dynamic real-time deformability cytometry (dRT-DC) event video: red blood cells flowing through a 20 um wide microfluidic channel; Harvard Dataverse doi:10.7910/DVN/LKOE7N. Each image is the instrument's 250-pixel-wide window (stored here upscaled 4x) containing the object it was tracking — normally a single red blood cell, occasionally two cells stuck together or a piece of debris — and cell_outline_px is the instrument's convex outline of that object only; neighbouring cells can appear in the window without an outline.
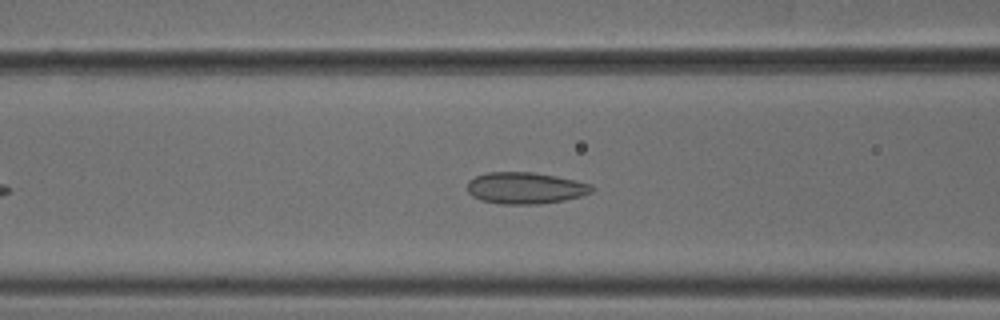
{"species": "common noctule bat (a hibernating species)", "species_latin": "Nyctalus noctula", "temperature_condition": "cold", "stored_images_in_passage": 44, "camera_frame_rate_fps": 3000, "um_per_image_px": 0.085, "animal": {"sex": "male", "body_mass_g": 18.8}, "frame": {"image": 1, "passage_image": 12, "time_ms": 3.667, "image_size_px": [1000, 320], "cell_outline_px": [[596, 188], [592, 192], [580, 196], [564, 200], [540, 204], [500, 204], [480, 200], [472, 196], [468, 192], [468, 180], [476, 176], [488, 172], [532, 172], [556, 176], [576, 180], [592, 184]], "centroid_in_image_um": [44.67, 15.98], "position_along_channel_um": 121.9, "area_um2": 23.06}}
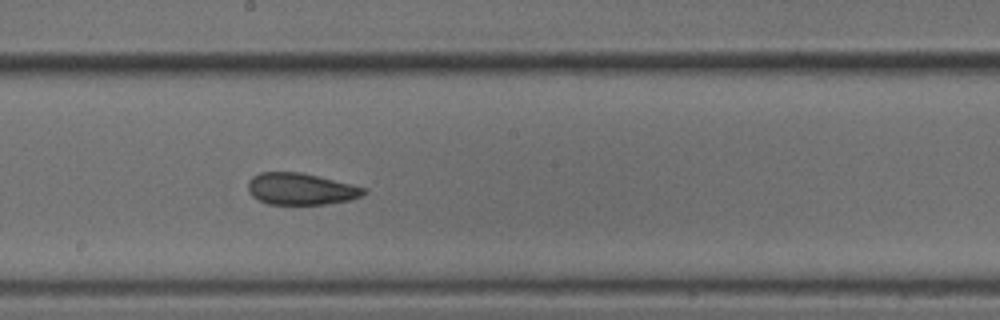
{"frame": {"image": 2, "passage_image": 20, "time_ms": 6.333, "image_size_px": [1000, 320], "cell_outline_px": [[368, 192], [360, 196], [348, 200], [324, 204], [268, 204], [252, 196], [248, 192], [248, 180], [252, 176], [260, 172], [300, 172], [352, 184], [364, 188]], "centroid_in_image_um": [25.53, 16.05], "position_along_channel_um": 222.7, "area_um2": 21.27}}
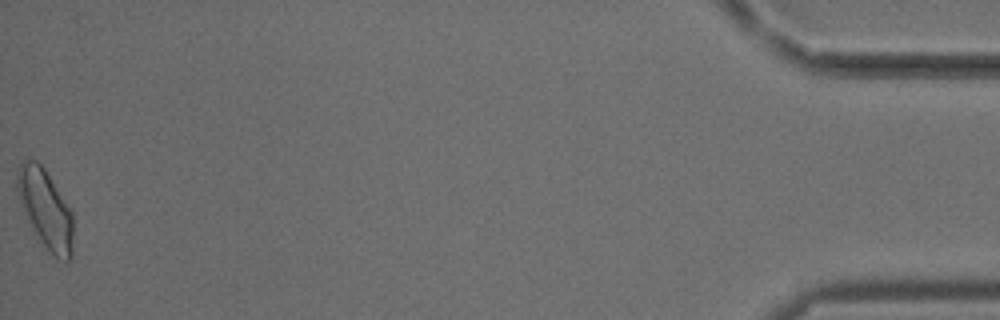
{"frame": {"image": 3, "passage_image": 44, "time_ms": 14.333, "image_size_px": [1000, 320], "cell_outline_px": [[72, 256], [68, 260], [56, 260], [48, 252], [32, 228], [20, 204], [16, 188], [16, 176], [20, 160], [36, 160], [44, 168], [72, 212]], "centroid_in_image_um": [3.84, 17.77], "position_along_channel_um": 431.4, "area_um2": 25.66}, "authors_computed_cell_mechanics": {"area_um2": 22.542, "velocity_mm_per_s": 3.7708, "shape_relaxation_time_tau1_ms": null, "shape_relaxation_time_tau2_ms": 1.873, "deformation_change_tau1": null, "deformation_change_tau2": 0.0686}}